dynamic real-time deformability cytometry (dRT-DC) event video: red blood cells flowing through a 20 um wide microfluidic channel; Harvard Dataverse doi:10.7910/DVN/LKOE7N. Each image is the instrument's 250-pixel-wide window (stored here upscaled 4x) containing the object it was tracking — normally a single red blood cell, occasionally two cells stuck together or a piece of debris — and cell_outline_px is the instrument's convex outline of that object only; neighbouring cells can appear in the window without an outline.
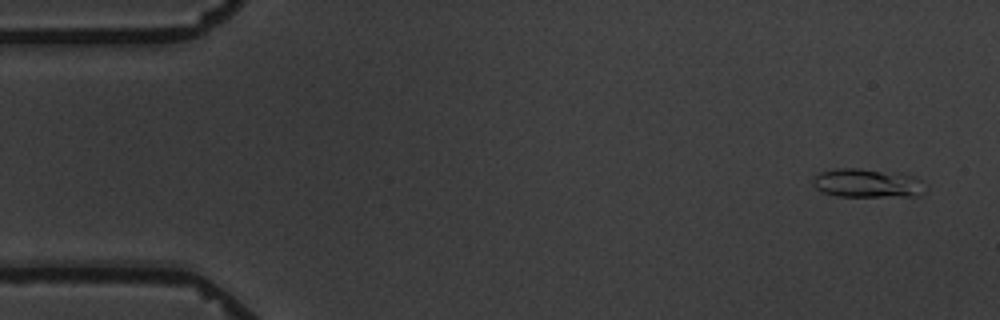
{"species": "common noctule bat (a hibernating species)", "species_latin": "Nyctalus noctula", "temperature_condition": "warm", "stored_images_in_passage": 6, "camera_frame_rate_fps": 3000, "um_per_image_px": 0.085, "animal": {"sex": "male", "body_mass_g": 19.5, "forearm_length_mm": 54.6}, "frame": {"image": 1, "passage_image": 1, "time_ms": 0.0, "image_size_px": [1000, 320], "cell_outline_px": [[928, 188], [920, 196], [836, 196], [824, 192], [816, 188], [812, 184], [812, 180], [820, 172], [836, 168], [860, 168], [900, 172], [912, 176], [920, 180]], "centroid_in_image_um": [73.76, 15.56], "position_along_channel_um": 11.2, "area_um2": 19.13}}
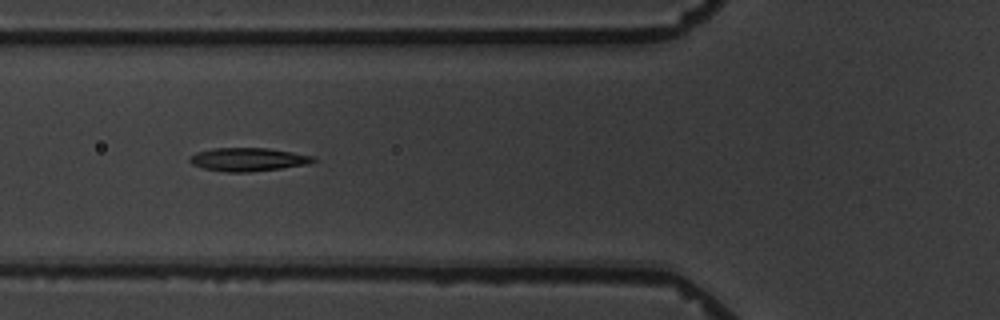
{"frame": {"image": 2, "passage_image": 5, "time_ms": 6.0, "image_size_px": [1000, 320], "cell_outline_px": [[316, 160], [308, 164], [252, 172], [224, 172], [204, 168], [192, 164], [188, 160], [196, 152], [212, 148], [268, 148], [316, 156]], "centroid_in_image_um": [21.1, 13.55], "position_along_channel_um": 104.7, "area_um2": 16.82}}
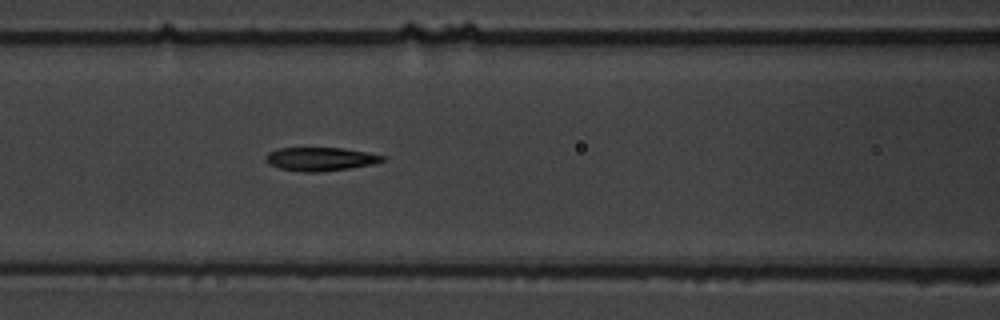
{"frame": {"image": 3, "passage_image": 6, "time_ms": 7.0, "image_size_px": [1000, 320], "cell_outline_px": [[384, 160], [372, 164], [348, 168], [320, 172], [300, 172], [280, 168], [268, 164], [264, 160], [264, 156], [268, 152], [280, 148], [344, 148], [368, 152], [384, 156]], "centroid_in_image_um": [27.18, 13.51], "position_along_channel_um": 139.4, "area_um2": 16.01}}